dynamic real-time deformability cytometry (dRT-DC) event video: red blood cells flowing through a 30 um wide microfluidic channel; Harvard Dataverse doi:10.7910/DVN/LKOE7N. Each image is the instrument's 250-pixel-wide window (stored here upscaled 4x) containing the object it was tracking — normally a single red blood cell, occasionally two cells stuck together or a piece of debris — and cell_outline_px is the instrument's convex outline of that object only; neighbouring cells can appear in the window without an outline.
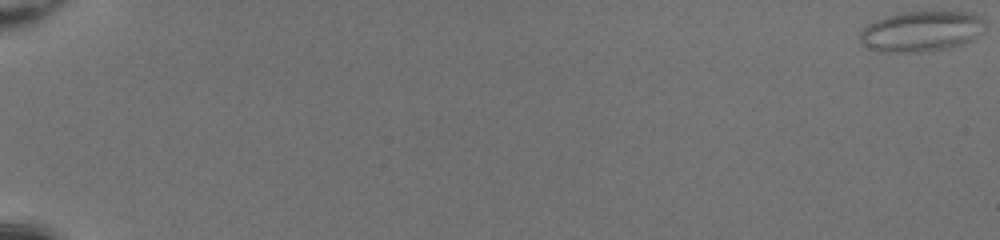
{"species": "common noctule bat (a hibernating species)", "species_latin": "Nyctalus noctula", "temperature_condition": "room temperature", "stored_images_in_passage": 52, "camera_frame_rate_fps": 3000, "um_per_image_px": 0.085, "animal": {"sex": "female", "body_mass_g": 20.0, "forearm_length_mm": 54.0}, "frame": {"image": 1, "passage_image": 1, "time_ms": 0.0, "image_size_px": [1000, 240], "cell_outline_px": [[984, 20], [972, 40], [960, 44], [944, 48], [912, 52], [880, 52], [872, 48], [860, 40], [860, 32], [868, 24], [876, 20], [888, 16], [904, 12], [968, 12], [980, 16]], "centroid_in_image_um": [78.26, 2.65], "position_along_channel_um": 6.7, "area_um2": 28.5}}
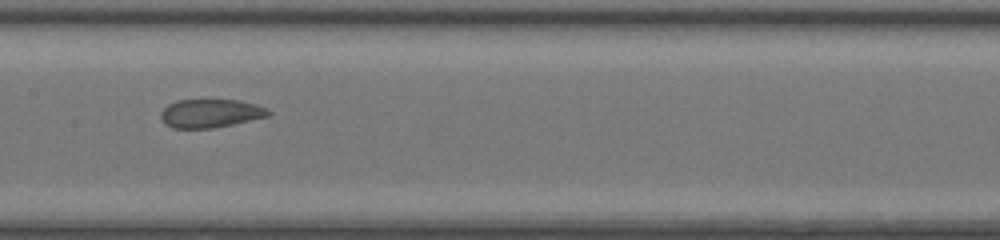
{"frame": {"image": 2, "passage_image": 30, "time_ms": 9.667, "image_size_px": [1000, 240], "cell_outline_px": [[272, 112], [268, 116], [232, 124], [212, 128], [172, 128], [164, 124], [160, 116], [160, 112], [168, 104], [176, 100], [240, 100], [256, 104], [268, 108]], "centroid_in_image_um": [17.88, 9.63], "position_along_channel_um": 189.5, "area_um2": 17.92}}
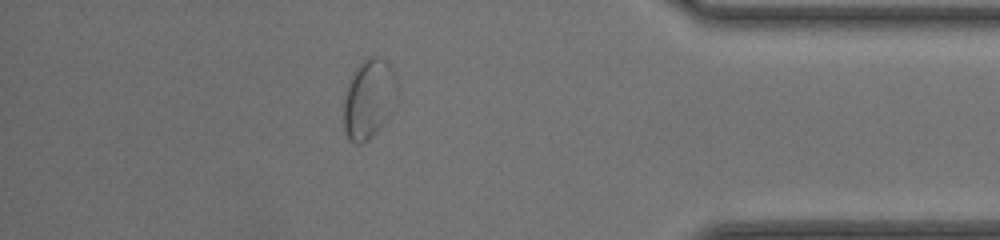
{"frame": {"image": 3, "passage_image": 47, "time_ms": 15.333, "image_size_px": [1000, 240], "cell_outline_px": [[396, 84], [388, 116], [376, 132], [368, 140], [360, 144], [356, 144], [348, 140], [344, 128], [344, 96], [352, 76], [356, 68], [368, 56], [376, 56], [388, 60], [392, 68], [396, 80]], "centroid_in_image_um": [31.31, 8.4], "position_along_channel_um": 403.9, "area_um2": 24.16}}